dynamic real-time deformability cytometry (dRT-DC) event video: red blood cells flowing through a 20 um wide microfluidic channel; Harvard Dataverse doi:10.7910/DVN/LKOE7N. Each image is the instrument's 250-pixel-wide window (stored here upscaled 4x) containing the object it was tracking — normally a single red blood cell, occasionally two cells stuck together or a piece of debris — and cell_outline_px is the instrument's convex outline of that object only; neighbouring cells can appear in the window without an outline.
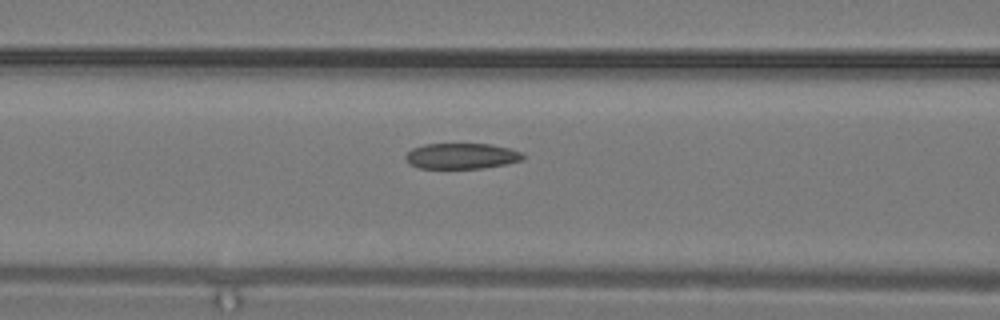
{"species": "common noctule bat (a hibernating species)", "species_latin": "Nyctalus noctula", "temperature_condition": "warm", "stored_images_in_passage": 14, "camera_frame_rate_fps": 3000, "um_per_image_px": 0.085, "animal": {"sex": "male", "body_mass_g": 19.2, "forearm_length_mm": 51.8}, "frame": {"image": 1, "passage_image": 12, "time_ms": 3.667, "image_size_px": [1000, 320], "cell_outline_px": [[524, 160], [484, 168], [420, 168], [408, 164], [404, 156], [412, 148], [424, 144], [492, 144], [508, 148], [520, 152], [524, 156]], "centroid_in_image_um": [39.2, 13.26], "position_along_channel_um": 127.4, "area_um2": 17.57}}
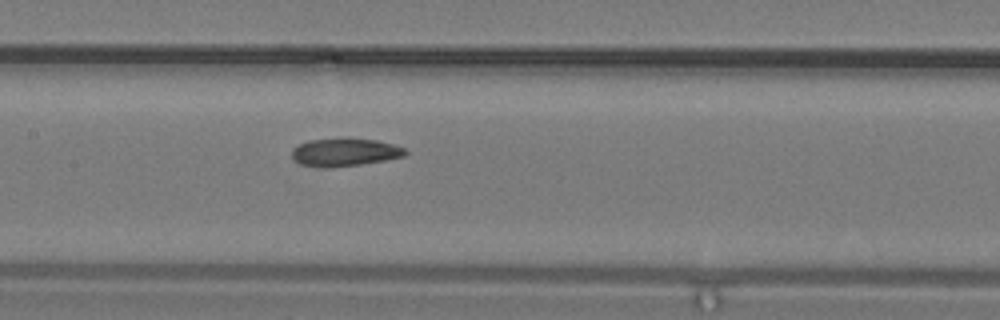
{"frame": {"image": 2, "passage_image": 14, "time_ms": 4.333, "image_size_px": [1000, 320], "cell_outline_px": [[408, 152], [404, 156], [384, 160], [360, 164], [324, 168], [300, 164], [292, 156], [292, 152], [300, 144], [312, 140], [348, 136], [376, 140], [392, 144], [404, 148]], "centroid_in_image_um": [29.33, 12.91], "position_along_channel_um": 178.1, "area_um2": 18.5}}